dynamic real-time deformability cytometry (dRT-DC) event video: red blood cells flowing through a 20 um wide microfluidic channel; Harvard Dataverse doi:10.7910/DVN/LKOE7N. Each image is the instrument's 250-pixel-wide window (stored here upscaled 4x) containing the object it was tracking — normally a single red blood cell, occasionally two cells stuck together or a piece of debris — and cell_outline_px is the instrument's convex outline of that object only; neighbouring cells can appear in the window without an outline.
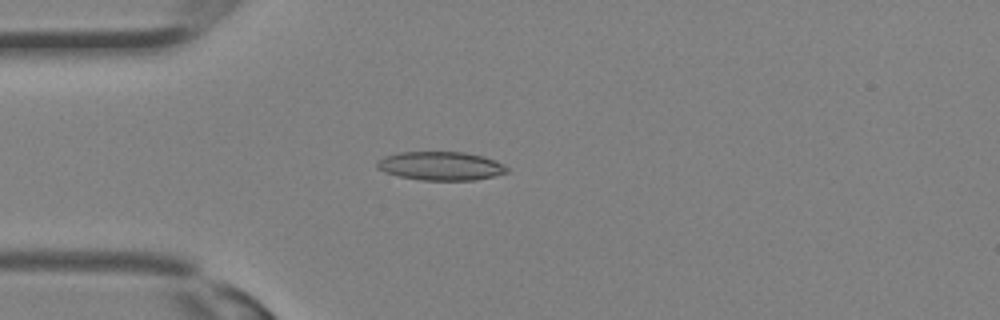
{"species": "Egyptian fruit bat (a non-hibernating species)", "species_latin": "Rousettus aegyptiacus", "temperature_condition": "room temperature", "stored_images_in_passage": 6, "camera_frame_rate_fps": 3000, "um_per_image_px": 0.085, "animal": {"sex": "female"}, "frame": {"image": 1, "passage_image": 1, "time_ms": 0.0, "image_size_px": [1000, 320], "cell_outline_px": [[508, 172], [496, 176], [476, 180], [420, 180], [400, 176], [384, 172], [376, 168], [376, 164], [384, 156], [400, 152], [464, 152], [484, 156], [504, 164], [508, 168]], "centroid_in_image_um": [37.49, 14.11], "position_along_channel_um": 47.5, "area_um2": 21.79}}
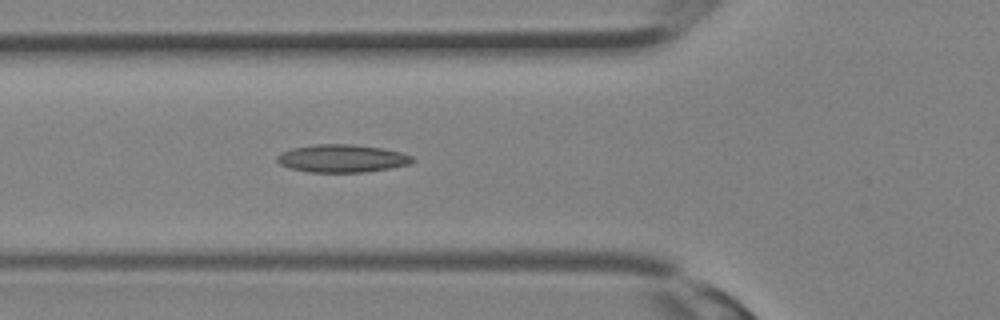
{"frame": {"image": 2, "passage_image": 4, "time_ms": 1.0, "image_size_px": [1000, 320], "cell_outline_px": [[416, 160], [408, 164], [392, 168], [364, 172], [308, 172], [288, 168], [280, 164], [276, 160], [276, 156], [280, 152], [292, 148], [316, 144], [352, 144], [384, 148], [400, 152], [412, 156]], "centroid_in_image_um": [29.05, 13.46], "position_along_channel_um": 96.7, "area_um2": 22.14}}
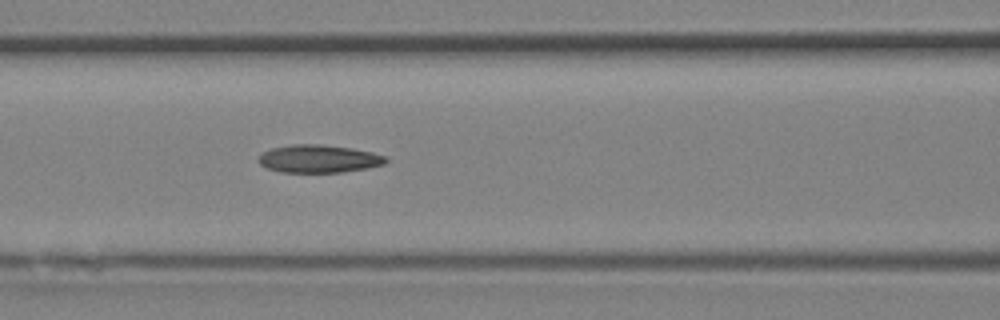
{"frame": {"image": 3, "passage_image": 6, "time_ms": 1.667, "image_size_px": [1000, 320], "cell_outline_px": [[388, 160], [384, 164], [368, 168], [340, 172], [280, 172], [268, 168], [260, 164], [256, 160], [264, 152], [272, 148], [292, 144], [320, 144], [352, 148], [372, 152], [388, 156]], "centroid_in_image_um": [27.12, 13.49], "position_along_channel_um": 139.5, "area_um2": 20.69}}